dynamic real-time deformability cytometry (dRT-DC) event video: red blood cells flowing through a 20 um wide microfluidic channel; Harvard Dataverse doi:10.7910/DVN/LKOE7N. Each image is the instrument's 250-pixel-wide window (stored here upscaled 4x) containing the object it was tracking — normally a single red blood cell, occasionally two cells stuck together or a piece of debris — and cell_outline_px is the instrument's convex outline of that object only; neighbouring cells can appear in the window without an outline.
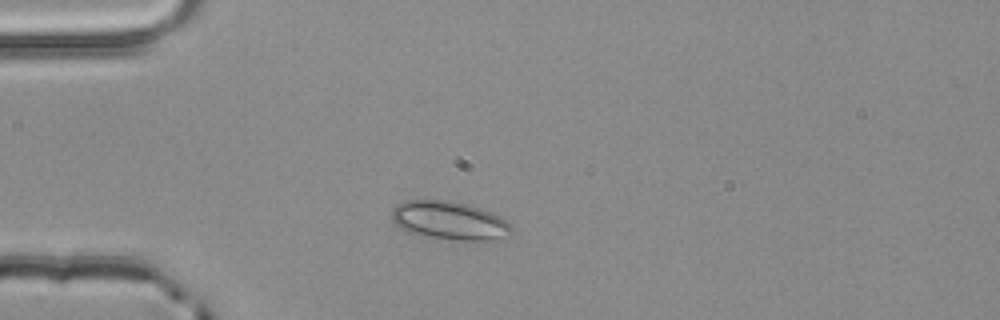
{"species": "common noctule bat (a hibernating species)", "species_latin": "Nyctalus noctula", "temperature_condition": "room temperature", "stored_images_in_passage": 2, "camera_frame_rate_fps": 3000, "um_per_image_px": 0.085, "animal": {"sex": "male", "body_mass_g": 20.4}, "frame": {"image": 1, "passage_image": 2, "time_ms": 0.333, "image_size_px": [1000, 320], "cell_outline_px": [[512, 236], [492, 240], [456, 240], [428, 236], [408, 232], [400, 228], [392, 220], [392, 208], [396, 204], [408, 200], [448, 200], [468, 204], [492, 212], [512, 224]], "centroid_in_image_um": [38.24, 18.74], "position_along_channel_um": 46.8, "area_um2": 26.99}}